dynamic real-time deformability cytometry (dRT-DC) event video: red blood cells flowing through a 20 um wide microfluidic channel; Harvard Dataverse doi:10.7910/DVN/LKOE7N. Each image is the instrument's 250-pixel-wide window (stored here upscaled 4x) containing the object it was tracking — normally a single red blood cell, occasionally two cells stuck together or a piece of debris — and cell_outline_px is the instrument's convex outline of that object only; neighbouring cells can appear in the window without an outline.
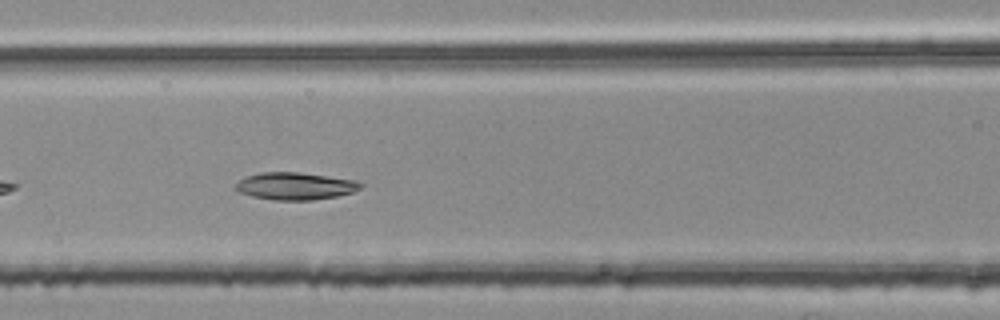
{"species": "common noctule bat (a hibernating species)", "species_latin": "Nyctalus noctula", "temperature_condition": "room temperature", "stored_images_in_passage": 14, "camera_frame_rate_fps": 3000, "um_per_image_px": 0.085, "animal": {"sex": "female", "body_mass_g": 25.1}, "frame": {"image": 1, "passage_image": 8, "time_ms": 2.333, "image_size_px": [1000, 320], "cell_outline_px": [[364, 184], [360, 188], [352, 192], [336, 196], [312, 200], [276, 200], [252, 196], [240, 192], [232, 188], [244, 176], [260, 172], [300, 172], [328, 176], [352, 180]], "centroid_in_image_um": [25.04, 15.81], "position_along_channel_um": 141.6, "area_um2": 19.83}}
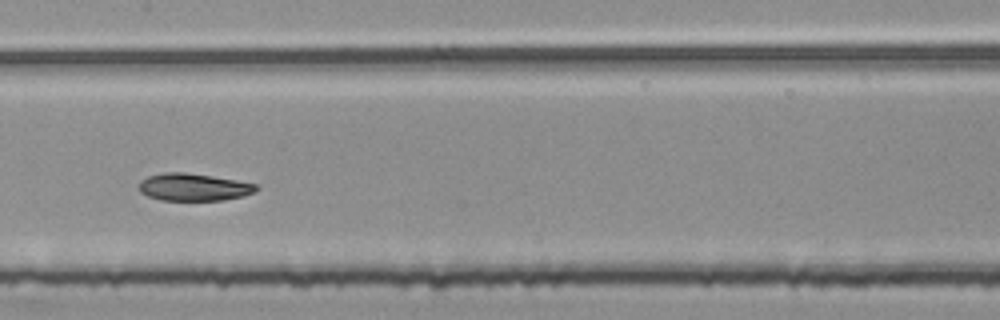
{"frame": {"image": 2, "passage_image": 12, "time_ms": 3.667, "image_size_px": [1000, 320], "cell_outline_px": [[260, 188], [256, 192], [244, 196], [224, 200], [160, 200], [148, 196], [140, 192], [140, 180], [148, 176], [164, 172], [184, 172], [212, 176], [236, 180], [256, 184]], "centroid_in_image_um": [16.48, 15.91], "position_along_channel_um": 190.9, "area_um2": 18.79}}